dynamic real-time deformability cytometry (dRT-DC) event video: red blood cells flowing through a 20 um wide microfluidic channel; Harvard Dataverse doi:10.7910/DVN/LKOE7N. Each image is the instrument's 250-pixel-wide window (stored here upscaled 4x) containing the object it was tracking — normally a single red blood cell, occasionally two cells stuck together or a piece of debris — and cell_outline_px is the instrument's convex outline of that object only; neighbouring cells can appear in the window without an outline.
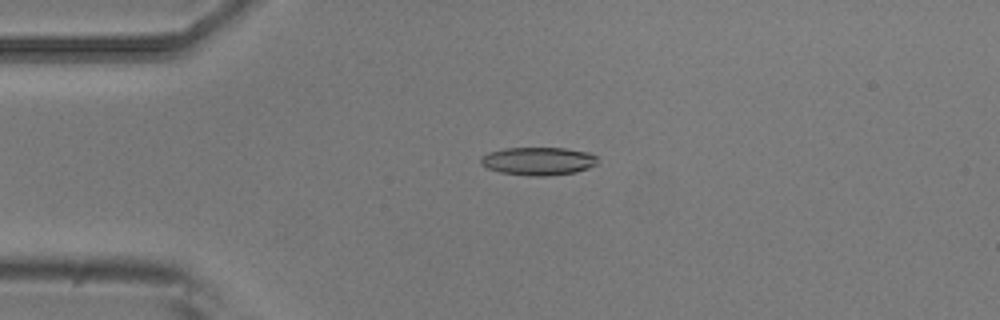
{"species": "common noctule bat (a hibernating species)", "species_latin": "Nyctalus noctula", "temperature_condition": "room temperature", "stored_images_in_passage": 6, "camera_frame_rate_fps": 3000, "um_per_image_px": 0.085, "animal": {"sex": "male", "body_mass_g": 20.5, "forearm_length_mm": 52.5}, "frame": {"image": 1, "passage_image": 4, "time_ms": 1.0, "image_size_px": [1000, 320], "cell_outline_px": [[596, 164], [588, 168], [576, 172], [548, 176], [528, 176], [500, 172], [488, 168], [480, 164], [480, 156], [488, 152], [504, 148], [564, 148], [588, 152], [596, 156]], "centroid_in_image_um": [45.71, 13.69], "position_along_channel_um": 39.3, "area_um2": 19.19}}
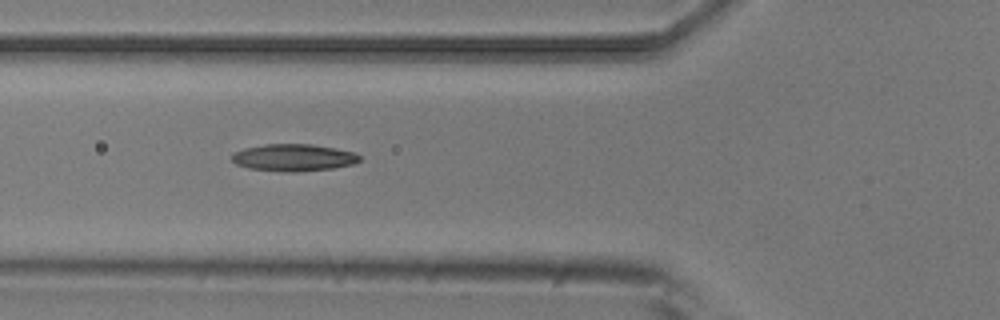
{"frame": {"image": 2, "passage_image": 6, "time_ms": 1.667, "image_size_px": [1000, 320], "cell_outline_px": [[360, 160], [352, 164], [332, 168], [296, 172], [288, 172], [248, 168], [236, 164], [232, 160], [232, 152], [244, 148], [264, 144], [312, 144], [336, 148], [352, 152], [360, 156]], "centroid_in_image_um": [24.92, 13.39], "position_along_channel_um": 100.9, "area_um2": 20.11}}